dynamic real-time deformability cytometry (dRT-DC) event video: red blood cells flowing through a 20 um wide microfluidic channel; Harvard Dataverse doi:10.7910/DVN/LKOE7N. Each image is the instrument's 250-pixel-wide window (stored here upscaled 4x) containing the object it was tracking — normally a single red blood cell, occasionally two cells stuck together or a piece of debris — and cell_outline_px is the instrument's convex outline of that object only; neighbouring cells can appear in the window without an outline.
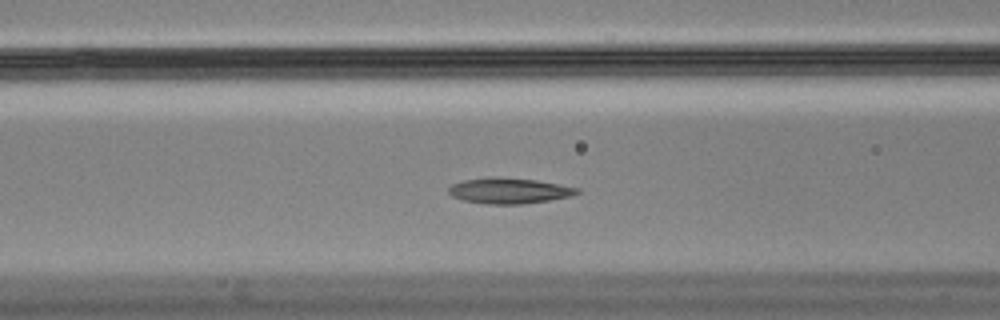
{"species": "Egyptian fruit bat (a non-hibernating species)", "species_latin": "Rousettus aegyptiacus", "temperature_condition": "cold", "stored_images_in_passage": 34, "camera_frame_rate_fps": 3000, "um_per_image_px": 0.085, "animal": {"sex": "male"}, "frame": {"image": 1, "passage_image": 12, "time_ms": 3.667, "image_size_px": [1000, 320], "cell_outline_px": [[580, 192], [572, 196], [524, 204], [484, 204], [464, 200], [452, 196], [448, 192], [448, 188], [452, 184], [464, 180], [488, 176], [500, 176], [536, 180], [560, 184], [580, 188]], "centroid_in_image_um": [43.28, 16.2], "position_along_channel_um": 123.3, "area_um2": 19.48}}
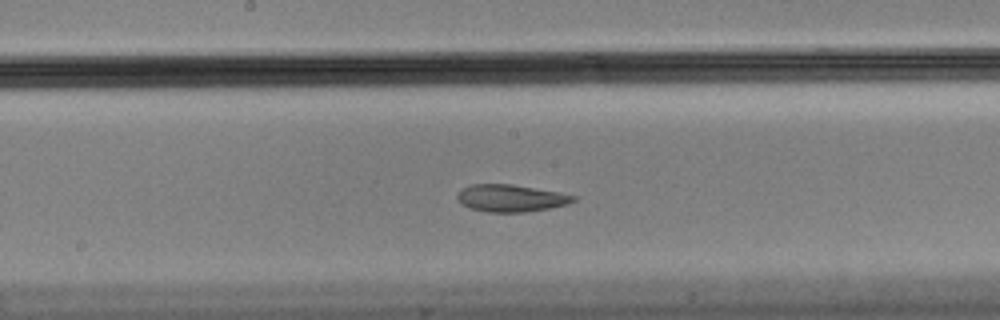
{"frame": {"image": 2, "passage_image": 19, "time_ms": 6.0, "image_size_px": [1000, 320], "cell_outline_px": [[576, 200], [568, 204], [528, 212], [488, 212], [468, 208], [460, 204], [456, 196], [464, 188], [472, 184], [512, 184], [560, 192], [576, 196]], "centroid_in_image_um": [43.42, 16.85], "position_along_channel_um": 204.8, "area_um2": 18.44}}
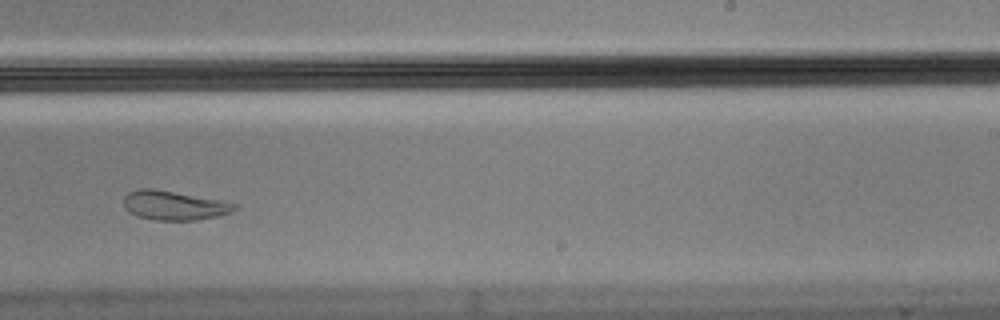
{"frame": {"image": 3, "passage_image": 25, "time_ms": 8.0, "image_size_px": [1000, 320], "cell_outline_px": [[240, 208], [232, 212], [216, 216], [196, 220], [152, 220], [136, 216], [128, 212], [124, 208], [124, 196], [128, 192], [136, 188], [152, 188], [240, 204]], "centroid_in_image_um": [14.77, 17.46], "position_along_channel_um": 274.2, "area_um2": 19.02}, "authors_computed_cell_mechanics": {"area_um2": 18.9873, "velocity_mm_per_s": 3.4871, "shape_relaxation_time_tau1_ms": null, "shape_relaxation_time_tau2_ms": 1.8097, "deformation_change_tau1": null, "deformation_change_tau2": 0.0571}}